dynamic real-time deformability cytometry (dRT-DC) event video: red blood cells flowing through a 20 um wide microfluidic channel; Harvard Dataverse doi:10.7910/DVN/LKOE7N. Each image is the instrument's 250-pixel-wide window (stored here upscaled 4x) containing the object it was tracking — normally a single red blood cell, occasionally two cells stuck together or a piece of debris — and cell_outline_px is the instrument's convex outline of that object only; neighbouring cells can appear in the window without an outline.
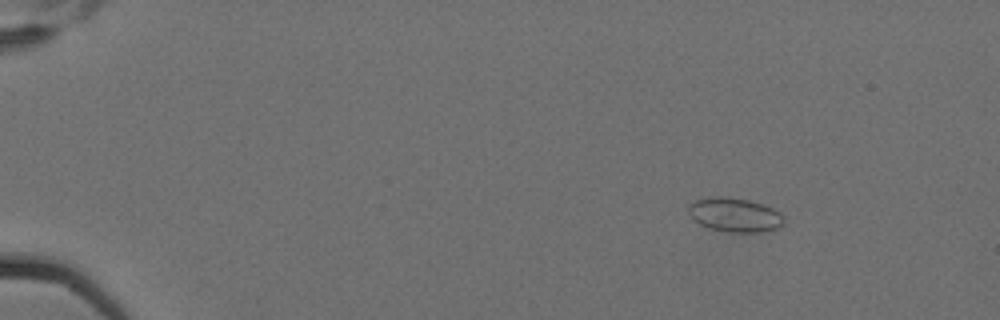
{"species": "Egyptian fruit bat (a non-hibernating species)", "species_latin": "Rousettus aegyptiacus", "temperature_condition": "cold", "stored_images_in_passage": 8, "camera_frame_rate_fps": 3000, "um_per_image_px": 0.085, "animal": {"sex": "female"}, "frame": {"image": 1, "passage_image": 3, "time_ms": 0.667, "image_size_px": [1000, 320], "cell_outline_px": [[784, 224], [780, 228], [760, 232], [728, 232], [708, 228], [692, 220], [688, 212], [688, 204], [696, 200], [712, 196], [720, 196], [748, 200], [772, 208], [780, 212], [784, 216]], "centroid_in_image_um": [62.44, 18.27], "position_along_channel_um": 22.6, "area_um2": 19.13}}
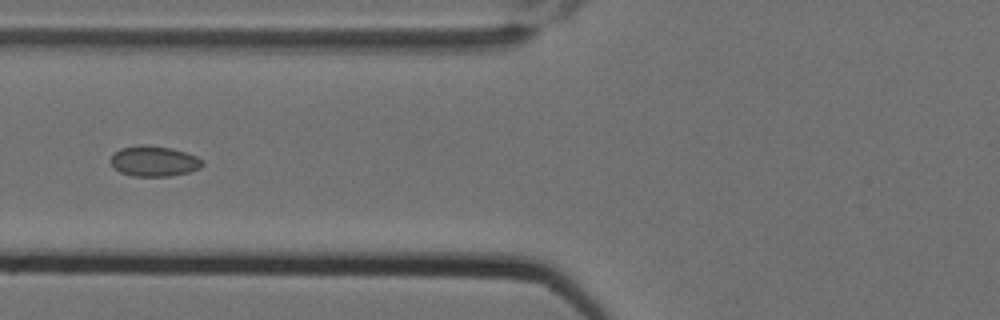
{"frame": {"image": 2, "passage_image": 7, "time_ms": 2.0, "image_size_px": [1000, 320], "cell_outline_px": [[204, 164], [200, 168], [188, 172], [168, 176], [132, 176], [120, 172], [108, 160], [112, 152], [120, 148], [140, 144], [144, 144], [172, 148], [196, 156], [204, 160]], "centroid_in_image_um": [13.06, 13.68], "position_along_channel_um": 112.7, "area_um2": 16.47}}
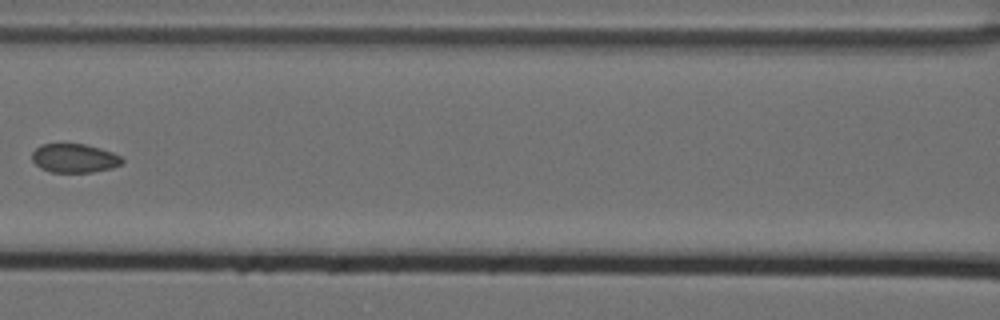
{"frame": {"image": 3, "passage_image": 8, "time_ms": 2.333, "image_size_px": [1000, 320], "cell_outline_px": [[124, 160], [120, 164], [112, 168], [92, 172], [52, 172], [40, 168], [32, 160], [32, 152], [40, 144], [84, 144], [100, 148], [112, 152], [120, 156]], "centroid_in_image_um": [6.31, 13.44], "position_along_channel_um": 160.3, "area_um2": 15.09}}